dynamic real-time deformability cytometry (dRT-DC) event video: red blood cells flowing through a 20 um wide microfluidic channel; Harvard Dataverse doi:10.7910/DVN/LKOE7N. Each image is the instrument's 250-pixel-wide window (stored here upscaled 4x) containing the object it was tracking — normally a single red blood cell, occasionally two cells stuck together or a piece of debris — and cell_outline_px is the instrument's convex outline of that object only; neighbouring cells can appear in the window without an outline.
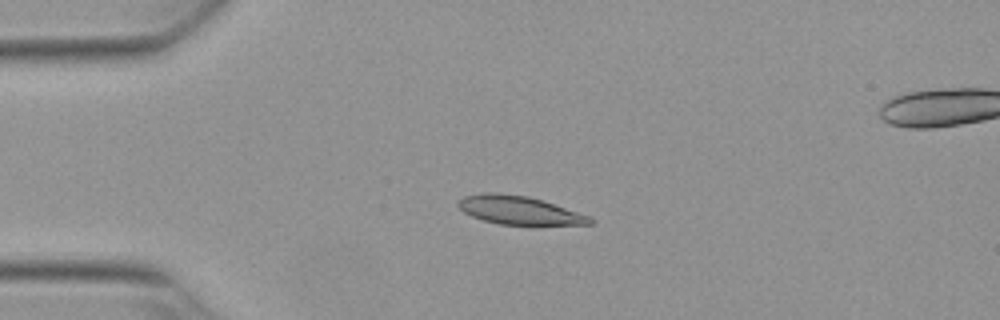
{"species": "Egyptian fruit bat (a non-hibernating species)", "species_latin": "Rousettus aegyptiacus", "temperature_condition": "warm", "stored_images_in_passage": 40, "camera_frame_rate_fps": 3000, "um_per_image_px": 0.085, "animal": {"sex": "female"}, "frame": {"image": 1, "passage_image": 12, "time_ms": 3.667, "image_size_px": [1000, 320], "cell_outline_px": [[596, 220], [592, 224], [500, 224], [484, 220], [472, 216], [464, 212], [456, 204], [464, 196], [484, 192], [496, 192], [528, 196], [592, 216]], "centroid_in_image_um": [44.14, 17.86], "position_along_channel_um": 40.9, "area_um2": 21.62}}
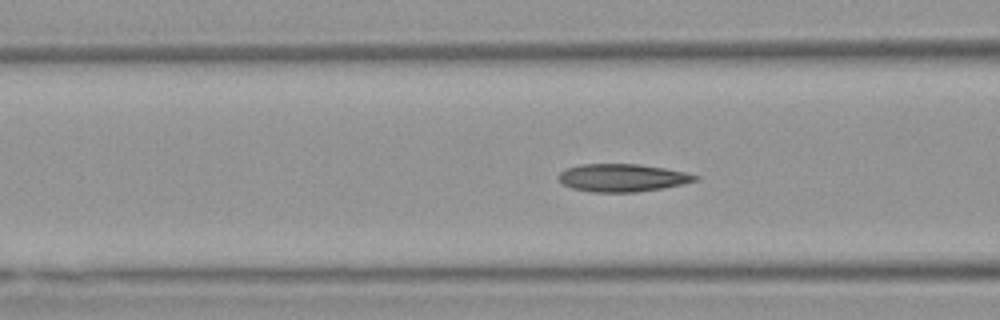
{"frame": {"image": 2, "passage_image": 20, "time_ms": 6.333, "image_size_px": [1000, 320], "cell_outline_px": [[700, 180], [684, 184], [636, 192], [592, 192], [572, 188], [564, 184], [556, 176], [560, 172], [568, 168], [580, 164], [636, 164], [664, 168], [684, 172], [700, 176]], "centroid_in_image_um": [52.91, 15.11], "position_along_channel_um": 113.7, "area_um2": 22.02}}
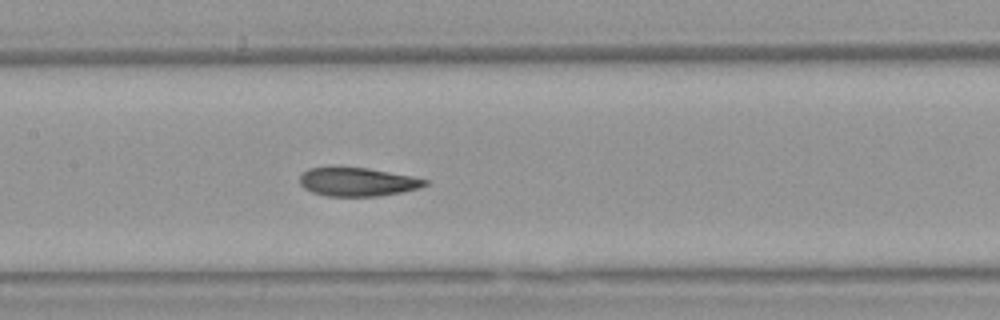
{"frame": {"image": 3, "passage_image": 25, "time_ms": 8.0, "image_size_px": [1000, 320], "cell_outline_px": [[428, 184], [420, 188], [380, 196], [324, 196], [312, 192], [304, 188], [300, 184], [300, 176], [308, 168], [368, 168], [412, 176], [428, 180]], "centroid_in_image_um": [30.4, 15.47], "position_along_channel_um": 177.0, "area_um2": 20.69}}